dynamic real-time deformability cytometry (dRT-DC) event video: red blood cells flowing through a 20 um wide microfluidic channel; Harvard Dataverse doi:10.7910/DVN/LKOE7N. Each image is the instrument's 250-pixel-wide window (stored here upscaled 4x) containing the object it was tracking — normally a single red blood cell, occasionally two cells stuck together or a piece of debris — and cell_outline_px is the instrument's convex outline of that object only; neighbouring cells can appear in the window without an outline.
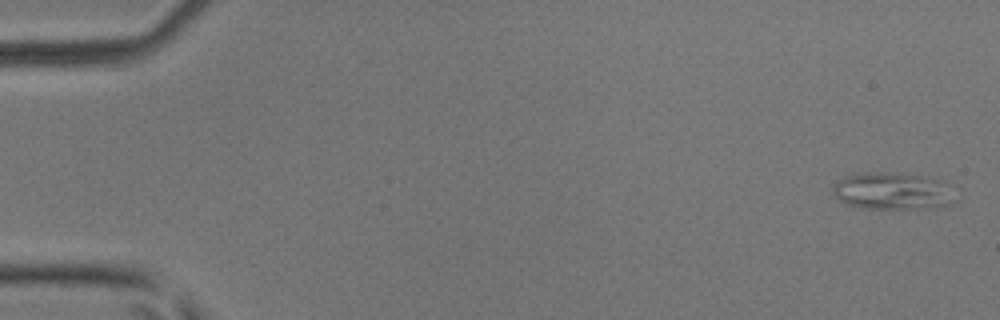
{"species": "common noctule bat (a hibernating species)", "species_latin": "Nyctalus noctula", "temperature_condition": "room temperature", "stored_images_in_passage": 4, "camera_frame_rate_fps": 3000, "um_per_image_px": 0.085, "animal": {"sex": "male", "body_mass_g": 17.9, "forearm_length_mm": 54.2}, "frame": {"image": 1, "passage_image": 1, "time_ms": 0.0, "image_size_px": [1000, 320], "cell_outline_px": [[948, 204], [924, 208], [864, 208], [848, 204], [840, 200], [832, 192], [832, 188], [844, 176], [856, 172], [888, 172], [924, 176], [944, 180], [948, 184]], "centroid_in_image_um": [75.75, 16.2], "position_along_channel_um": 9.2, "area_um2": 25.84}}
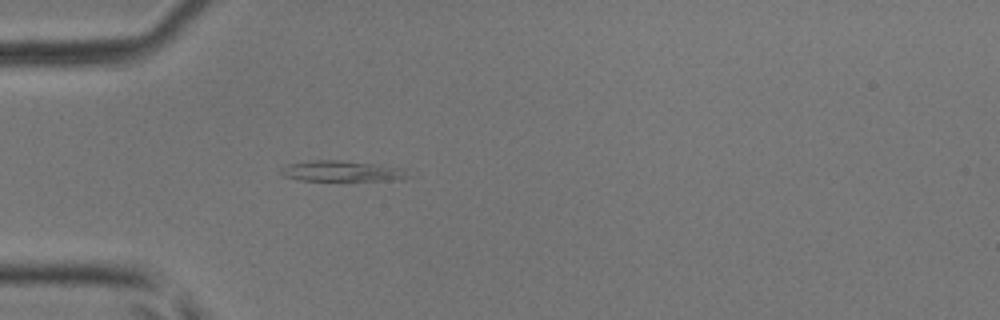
{"frame": {"image": 2, "passage_image": 4, "time_ms": 4.333, "image_size_px": [1000, 320], "cell_outline_px": [[412, 176], [404, 180], [300, 180], [284, 176], [280, 172], [288, 164], [316, 160], [340, 160], [380, 164], [408, 168]], "centroid_in_image_um": [29.25, 14.54], "position_along_channel_um": 55.7, "area_um2": 15.55}}